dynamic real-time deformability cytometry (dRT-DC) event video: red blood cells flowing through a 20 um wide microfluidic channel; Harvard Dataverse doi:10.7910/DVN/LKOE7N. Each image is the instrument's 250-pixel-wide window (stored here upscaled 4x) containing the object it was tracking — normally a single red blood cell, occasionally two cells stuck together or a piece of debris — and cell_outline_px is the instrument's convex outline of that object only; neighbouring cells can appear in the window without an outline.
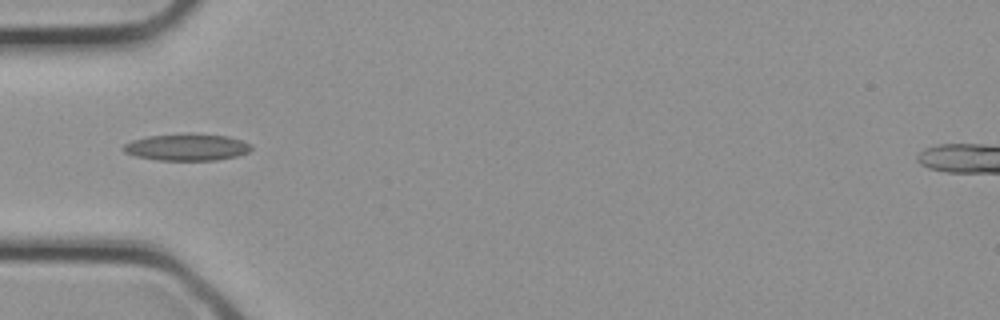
{"species": "common noctule bat (a hibernating species)", "species_latin": "Nyctalus noctula", "temperature_condition": "cold", "stored_images_in_passage": 8, "camera_frame_rate_fps": 3000, "um_per_image_px": 0.085, "animal": {"sex": "female", "body_mass_g": 21.9}, "frame": {"image": 1, "passage_image": 1, "time_ms": 0.0, "image_size_px": [1000, 320], "cell_outline_px": [[252, 148], [248, 152], [236, 156], [216, 160], [156, 160], [136, 156], [124, 152], [120, 148], [124, 144], [132, 140], [148, 136], [188, 132], [228, 136], [252, 144]], "centroid_in_image_um": [15.86, 12.49], "position_along_channel_um": 69.1, "area_um2": 20.29}}
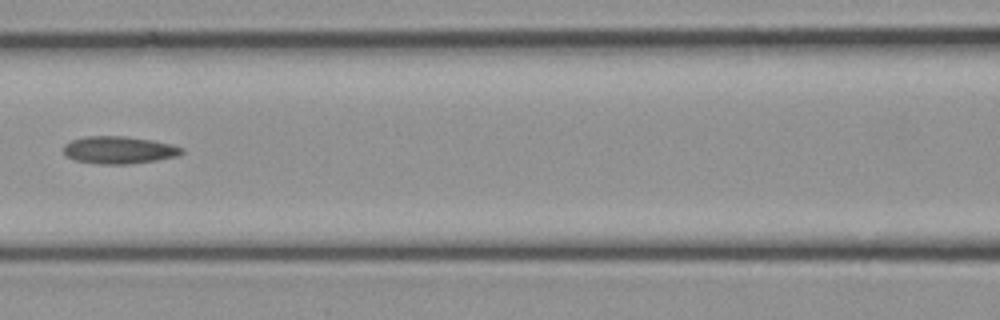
{"frame": {"image": 2, "passage_image": 5, "time_ms": 1.333, "image_size_px": [1000, 320], "cell_outline_px": [[184, 152], [176, 156], [156, 160], [128, 164], [100, 164], [76, 160], [64, 156], [64, 144], [72, 140], [84, 136], [124, 136], [152, 140], [172, 144], [184, 148]], "centroid_in_image_um": [10.1, 12.74], "position_along_channel_um": 156.5, "area_um2": 18.9}}
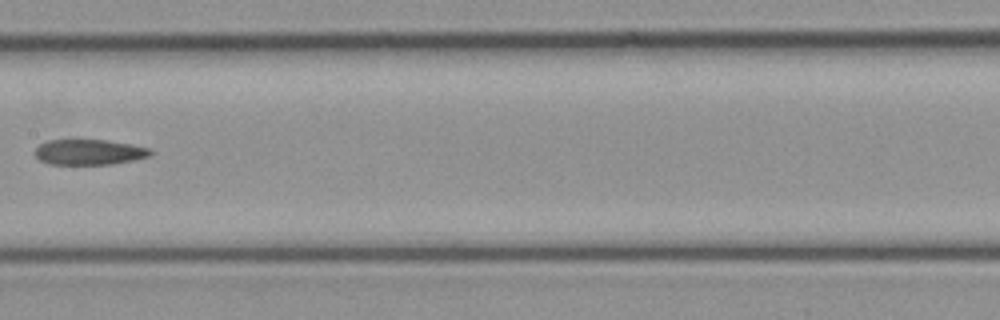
{"frame": {"image": 3, "passage_image": 7, "time_ms": 2.0, "image_size_px": [1000, 320], "cell_outline_px": [[156, 152], [152, 156], [112, 164], [48, 164], [40, 160], [36, 156], [36, 148], [40, 144], [48, 140], [104, 140], [128, 144], [148, 148]], "centroid_in_image_um": [7.6, 12.93], "position_along_channel_um": 199.8, "area_um2": 16.99}}